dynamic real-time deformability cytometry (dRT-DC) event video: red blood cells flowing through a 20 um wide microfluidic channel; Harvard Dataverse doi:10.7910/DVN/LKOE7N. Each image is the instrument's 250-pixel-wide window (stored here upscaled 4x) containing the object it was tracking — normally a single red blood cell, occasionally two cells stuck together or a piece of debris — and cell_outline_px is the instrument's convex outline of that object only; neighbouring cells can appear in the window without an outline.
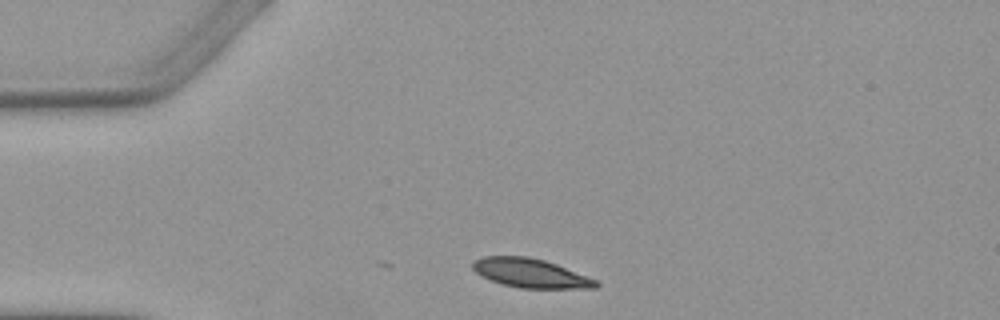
{"species": "Egyptian fruit bat (a non-hibernating species)", "species_latin": "Rousettus aegyptiacus", "temperature_condition": "warm", "stored_images_in_passage": 1, "camera_frame_rate_fps": 3000, "um_per_image_px": 0.085, "animal": {"sex": "female"}, "frame": {"image": 1, "passage_image": 1, "time_ms": 0.0, "image_size_px": [1000, 320], "cell_outline_px": [[600, 284], [596, 288], [520, 288], [504, 284], [492, 280], [476, 272], [472, 268], [472, 264], [476, 260], [484, 256], [528, 256], [544, 260], [556, 264], [596, 280]], "centroid_in_image_um": [45.11, 23.21], "position_along_channel_um": 39.9, "area_um2": 20.46}}